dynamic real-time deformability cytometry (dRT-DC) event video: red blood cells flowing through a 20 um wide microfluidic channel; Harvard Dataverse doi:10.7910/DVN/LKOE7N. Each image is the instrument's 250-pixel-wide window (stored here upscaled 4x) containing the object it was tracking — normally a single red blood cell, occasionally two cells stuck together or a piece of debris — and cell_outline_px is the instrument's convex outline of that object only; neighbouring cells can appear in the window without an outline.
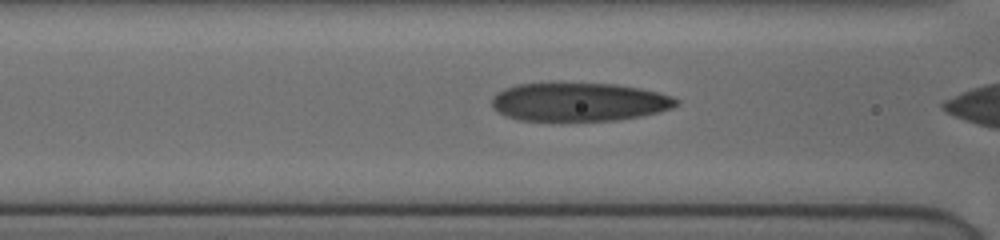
{"species": "human", "species_latin": "Homo sapiens", "temperature_condition": "cold", "stored_images_in_passage": 25, "camera_frame_rate_fps": 3000, "um_per_image_px": 0.085, "donor": {"sex": "female"}, "frame": {"image": 1, "passage_image": 24, "time_ms": 7.667, "image_size_px": [1000, 240], "cell_outline_px": [[680, 104], [672, 108], [660, 112], [640, 116], [616, 120], [560, 124], [516, 120], [504, 116], [492, 108], [492, 96], [496, 92], [504, 88], [516, 84], [560, 80], [616, 84], [640, 88], [672, 96], [680, 100]], "centroid_in_image_um": [49.12, 8.67], "position_along_channel_um": 117.5, "area_um2": 44.22}}